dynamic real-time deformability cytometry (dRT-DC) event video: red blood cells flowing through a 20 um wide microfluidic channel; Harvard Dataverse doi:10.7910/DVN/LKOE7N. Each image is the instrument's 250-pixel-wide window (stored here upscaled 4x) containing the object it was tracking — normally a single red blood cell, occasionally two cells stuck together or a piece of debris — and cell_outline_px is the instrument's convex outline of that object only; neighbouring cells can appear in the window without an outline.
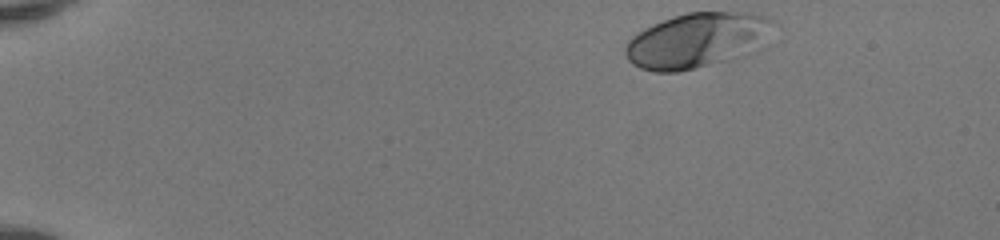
{"species": "human", "species_latin": "Homo sapiens", "temperature_condition": "room temperature", "stored_images_in_passage": 43, "camera_frame_rate_fps": 3000, "um_per_image_px": 0.085, "donor": {"sex": "female"}, "frame": {"image": 1, "passage_image": 1, "time_ms": 0.0, "image_size_px": [1000, 240], "cell_outline_px": [[772, 20], [748, 52], [740, 56], [728, 60], [680, 72], [656, 72], [640, 68], [632, 64], [628, 60], [624, 52], [624, 48], [628, 40], [632, 36], [644, 28], [652, 24], [688, 12], [752, 12], [764, 16]], "centroid_in_image_um": [59.05, 3.44], "position_along_channel_um": 26.0, "area_um2": 45.95}}
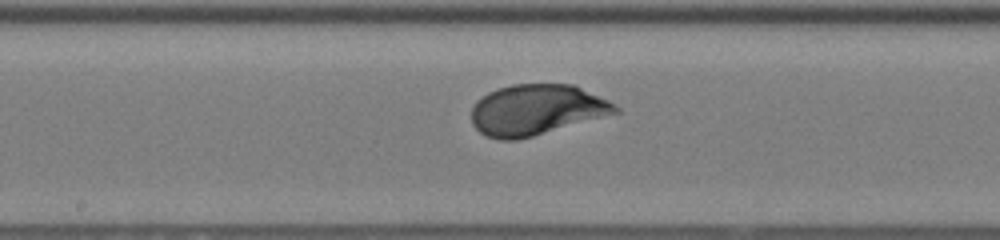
{"frame": {"image": 2, "passage_image": 22, "time_ms": 7.0, "image_size_px": [1000, 240], "cell_outline_px": [[620, 112], [532, 136], [516, 140], [500, 140], [488, 136], [480, 132], [472, 124], [472, 108], [476, 100], [488, 92], [512, 84], [572, 84], [608, 100], [616, 104], [620, 108]], "centroid_in_image_um": [45.59, 9.33], "position_along_channel_um": 202.6, "area_um2": 42.19}}
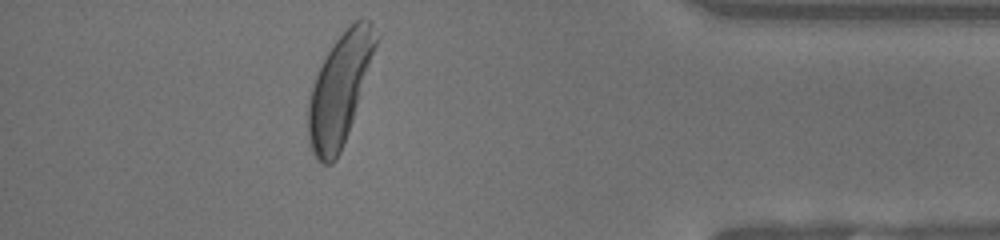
{"frame": {"image": 3, "passage_image": 39, "time_ms": 12.667, "image_size_px": [1000, 240], "cell_outline_px": [[380, 36], [348, 132], [340, 152], [336, 160], [332, 164], [324, 164], [316, 160], [308, 144], [308, 100], [316, 76], [332, 44], [360, 16], [368, 20], [372, 24]], "centroid_in_image_um": [28.87, 7.61], "position_along_channel_um": 406.3, "area_um2": 42.95}, "authors_computed_cell_mechanics": {"area_um2": 42.194, "velocity_mm_per_s": 4.117, "shape_relaxation_time_tau1_ms": 2.2432, "shape_relaxation_time_tau2_ms": null, "deformation_change_tau1": 0.1549, "deformation_change_tau2": null}}